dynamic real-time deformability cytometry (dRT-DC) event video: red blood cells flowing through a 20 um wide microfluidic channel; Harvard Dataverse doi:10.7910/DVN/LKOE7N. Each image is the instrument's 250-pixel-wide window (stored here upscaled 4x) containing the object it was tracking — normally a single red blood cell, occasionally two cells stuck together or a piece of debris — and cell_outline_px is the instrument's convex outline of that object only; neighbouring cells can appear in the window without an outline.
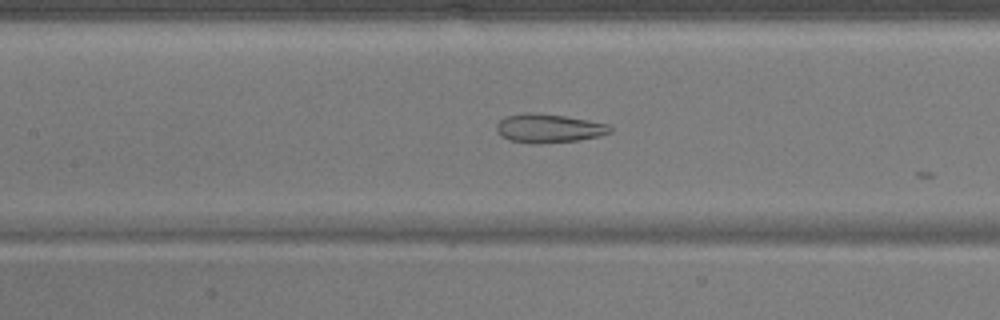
{"species": "common noctule bat (a hibernating species)", "species_latin": "Nyctalus noctula", "temperature_condition": "warm", "stored_images_in_passage": 27, "camera_frame_rate_fps": 3000, "um_per_image_px": 0.085, "animal": {"sex": "male", "body_mass_g": 17.9}, "frame": {"image": 1, "passage_image": 23, "time_ms": 7.333, "image_size_px": [1000, 320], "cell_outline_px": [[612, 132], [600, 136], [580, 140], [508, 140], [500, 136], [496, 132], [496, 124], [504, 116], [564, 116], [588, 120], [608, 124], [612, 128]], "centroid_in_image_um": [46.72, 10.91], "position_along_channel_um": 160.7, "area_um2": 17.28}}